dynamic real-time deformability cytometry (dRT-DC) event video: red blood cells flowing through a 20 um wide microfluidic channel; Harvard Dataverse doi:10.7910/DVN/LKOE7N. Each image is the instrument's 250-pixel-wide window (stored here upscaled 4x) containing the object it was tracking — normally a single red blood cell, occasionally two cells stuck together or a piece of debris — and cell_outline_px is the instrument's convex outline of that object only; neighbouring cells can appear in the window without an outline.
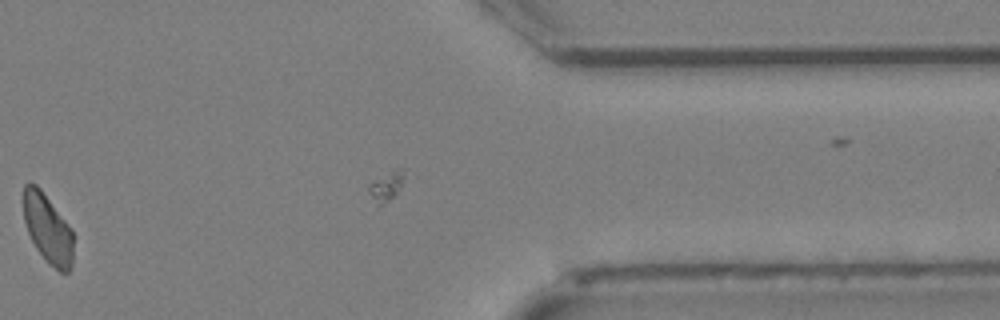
{"species": "Egyptian fruit bat (a non-hibernating species)", "species_latin": "Rousettus aegyptiacus", "temperature_condition": "cold", "stored_images_in_passage": 22, "camera_frame_rate_fps": 3000, "um_per_image_px": 0.085, "animal": {"sex": "female"}, "frame": {"image": 1, "passage_image": 18, "time_ms": 5.667, "image_size_px": [1000, 320], "cell_outline_px": [[72, 268], [68, 272], [60, 272], [48, 264], [36, 248], [28, 232], [24, 220], [24, 184], [28, 180], [36, 184], [40, 188], [72, 228]], "centroid_in_image_um": [4.06, 19.43], "position_along_channel_um": 407.3, "area_um2": 20.11}}